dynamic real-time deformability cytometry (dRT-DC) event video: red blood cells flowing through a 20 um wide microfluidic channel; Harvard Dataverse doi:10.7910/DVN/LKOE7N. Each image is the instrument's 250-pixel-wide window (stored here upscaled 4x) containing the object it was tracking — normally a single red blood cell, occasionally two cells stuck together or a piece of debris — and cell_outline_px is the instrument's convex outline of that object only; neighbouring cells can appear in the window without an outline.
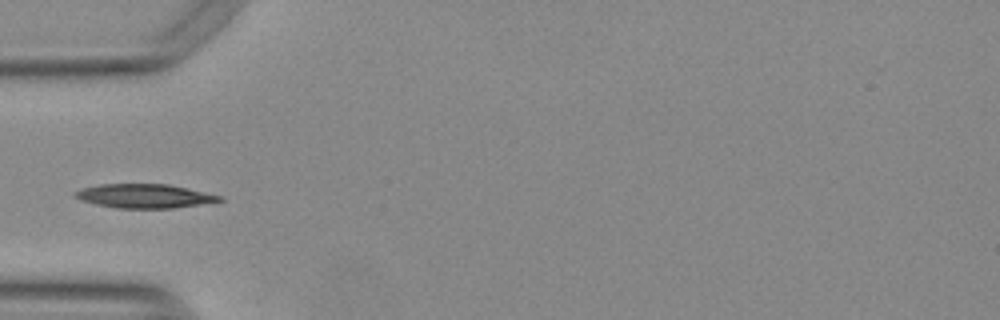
{"species": "Egyptian fruit bat (a non-hibernating species)", "species_latin": "Rousettus aegyptiacus", "temperature_condition": "warm", "stored_images_in_passage": 37, "camera_frame_rate_fps": 3000, "um_per_image_px": 0.085, "animal": {"sex": "female"}, "frame": {"image": 1, "passage_image": 1, "time_ms": 0.0, "image_size_px": [1000, 320], "cell_outline_px": [[224, 200], [172, 208], [116, 208], [96, 204], [80, 200], [76, 196], [76, 192], [80, 188], [100, 184], [168, 184], [188, 188], [220, 196]], "centroid_in_image_um": [12.24, 16.65], "position_along_channel_um": 72.8, "area_um2": 19.88}}
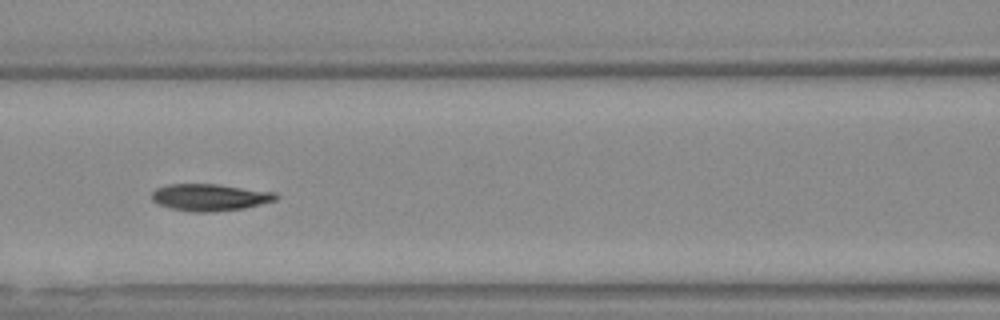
{"frame": {"image": 2, "passage_image": 7, "time_ms": 2.0, "image_size_px": [1000, 320], "cell_outline_px": [[280, 196], [276, 200], [244, 208], [216, 212], [192, 212], [172, 208], [156, 204], [152, 200], [152, 192], [156, 188], [168, 184], [216, 184], [276, 192]], "centroid_in_image_um": [17.84, 16.77], "position_along_channel_um": 148.8, "area_um2": 19.59}}
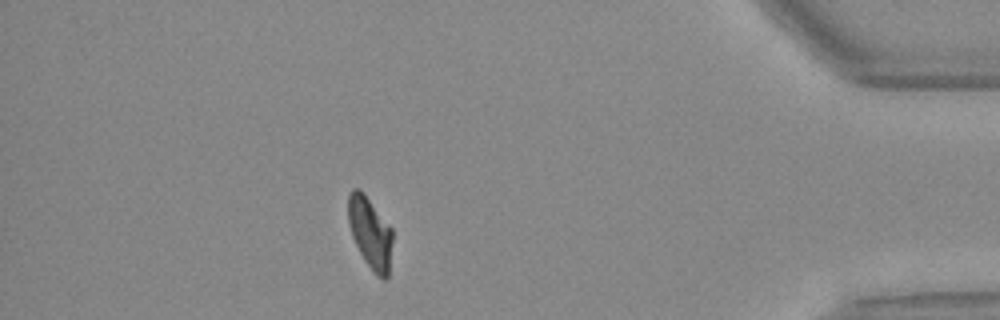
{"frame": {"image": 3, "passage_image": 31, "time_ms": 10.0, "image_size_px": [1000, 320], "cell_outline_px": [[392, 240], [388, 276], [384, 280], [380, 280], [376, 276], [364, 260], [352, 236], [348, 220], [348, 196], [352, 188], [360, 188], [392, 228]], "centroid_in_image_um": [31.46, 19.79], "position_along_channel_um": 403.7, "area_um2": 18.44}}